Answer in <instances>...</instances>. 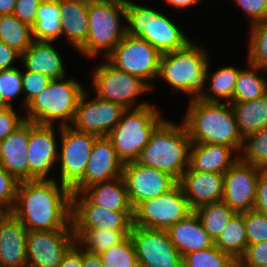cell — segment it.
Here are the masks:
<instances>
[{"label":"cell","mask_w":267,"mask_h":267,"mask_svg":"<svg viewBox=\"0 0 267 267\" xmlns=\"http://www.w3.org/2000/svg\"><path fill=\"white\" fill-rule=\"evenodd\" d=\"M57 184L52 178L19 182L11 213L27 231L73 230L72 194Z\"/></svg>","instance_id":"cell-1"},{"label":"cell","mask_w":267,"mask_h":267,"mask_svg":"<svg viewBox=\"0 0 267 267\" xmlns=\"http://www.w3.org/2000/svg\"><path fill=\"white\" fill-rule=\"evenodd\" d=\"M183 124L192 143L230 146L241 151L240 134L230 103L191 100Z\"/></svg>","instance_id":"cell-2"},{"label":"cell","mask_w":267,"mask_h":267,"mask_svg":"<svg viewBox=\"0 0 267 267\" xmlns=\"http://www.w3.org/2000/svg\"><path fill=\"white\" fill-rule=\"evenodd\" d=\"M191 143L183 122L178 126L164 120L151 134L136 162L164 171L178 182L189 167Z\"/></svg>","instance_id":"cell-3"},{"label":"cell","mask_w":267,"mask_h":267,"mask_svg":"<svg viewBox=\"0 0 267 267\" xmlns=\"http://www.w3.org/2000/svg\"><path fill=\"white\" fill-rule=\"evenodd\" d=\"M206 52L190 42L186 47L162 54L158 76L175 90L192 95L191 100L201 99L209 76Z\"/></svg>","instance_id":"cell-4"},{"label":"cell","mask_w":267,"mask_h":267,"mask_svg":"<svg viewBox=\"0 0 267 267\" xmlns=\"http://www.w3.org/2000/svg\"><path fill=\"white\" fill-rule=\"evenodd\" d=\"M128 111L126 109L123 112L119 122L107 135L124 164L138 159L151 134L164 121L159 111L146 102L139 103L132 111Z\"/></svg>","instance_id":"cell-5"},{"label":"cell","mask_w":267,"mask_h":267,"mask_svg":"<svg viewBox=\"0 0 267 267\" xmlns=\"http://www.w3.org/2000/svg\"><path fill=\"white\" fill-rule=\"evenodd\" d=\"M52 80L39 94L26 105L27 121L39 125H53L58 120L59 126H69L73 123L79 99L85 91L73 79ZM67 122V123H66Z\"/></svg>","instance_id":"cell-6"},{"label":"cell","mask_w":267,"mask_h":267,"mask_svg":"<svg viewBox=\"0 0 267 267\" xmlns=\"http://www.w3.org/2000/svg\"><path fill=\"white\" fill-rule=\"evenodd\" d=\"M125 20L126 34L146 40L161 54L180 50L191 42L164 14L131 1L126 4Z\"/></svg>","instance_id":"cell-7"},{"label":"cell","mask_w":267,"mask_h":267,"mask_svg":"<svg viewBox=\"0 0 267 267\" xmlns=\"http://www.w3.org/2000/svg\"><path fill=\"white\" fill-rule=\"evenodd\" d=\"M121 16L126 18V4L89 2L88 36L78 51L94 57L104 49L106 57L126 35V26L120 24Z\"/></svg>","instance_id":"cell-8"},{"label":"cell","mask_w":267,"mask_h":267,"mask_svg":"<svg viewBox=\"0 0 267 267\" xmlns=\"http://www.w3.org/2000/svg\"><path fill=\"white\" fill-rule=\"evenodd\" d=\"M61 132V152H58L61 169V186L71 194L84 190V172L86 170L95 134L81 132L73 126H59Z\"/></svg>","instance_id":"cell-9"},{"label":"cell","mask_w":267,"mask_h":267,"mask_svg":"<svg viewBox=\"0 0 267 267\" xmlns=\"http://www.w3.org/2000/svg\"><path fill=\"white\" fill-rule=\"evenodd\" d=\"M194 210L177 182L166 193L141 202L134 209L133 225L167 230Z\"/></svg>","instance_id":"cell-10"},{"label":"cell","mask_w":267,"mask_h":267,"mask_svg":"<svg viewBox=\"0 0 267 267\" xmlns=\"http://www.w3.org/2000/svg\"><path fill=\"white\" fill-rule=\"evenodd\" d=\"M161 56L146 40L126 34L105 58L117 69L145 81L158 76Z\"/></svg>","instance_id":"cell-11"},{"label":"cell","mask_w":267,"mask_h":267,"mask_svg":"<svg viewBox=\"0 0 267 267\" xmlns=\"http://www.w3.org/2000/svg\"><path fill=\"white\" fill-rule=\"evenodd\" d=\"M94 73L93 85L99 98L132 109L135 98L143 92L151 91L152 86L142 78L117 69L107 61Z\"/></svg>","instance_id":"cell-12"},{"label":"cell","mask_w":267,"mask_h":267,"mask_svg":"<svg viewBox=\"0 0 267 267\" xmlns=\"http://www.w3.org/2000/svg\"><path fill=\"white\" fill-rule=\"evenodd\" d=\"M130 236L139 267H183L166 230L133 225Z\"/></svg>","instance_id":"cell-13"},{"label":"cell","mask_w":267,"mask_h":267,"mask_svg":"<svg viewBox=\"0 0 267 267\" xmlns=\"http://www.w3.org/2000/svg\"><path fill=\"white\" fill-rule=\"evenodd\" d=\"M75 244L73 230L27 231V267H59Z\"/></svg>","instance_id":"cell-14"},{"label":"cell","mask_w":267,"mask_h":267,"mask_svg":"<svg viewBox=\"0 0 267 267\" xmlns=\"http://www.w3.org/2000/svg\"><path fill=\"white\" fill-rule=\"evenodd\" d=\"M122 176L133 209L147 199L166 193L177 183L168 173L136 161L123 165Z\"/></svg>","instance_id":"cell-15"},{"label":"cell","mask_w":267,"mask_h":267,"mask_svg":"<svg viewBox=\"0 0 267 267\" xmlns=\"http://www.w3.org/2000/svg\"><path fill=\"white\" fill-rule=\"evenodd\" d=\"M133 216L134 211H111L104 209L94 205L82 192L72 193L71 222L73 229L106 228L118 231H131Z\"/></svg>","instance_id":"cell-16"},{"label":"cell","mask_w":267,"mask_h":267,"mask_svg":"<svg viewBox=\"0 0 267 267\" xmlns=\"http://www.w3.org/2000/svg\"><path fill=\"white\" fill-rule=\"evenodd\" d=\"M260 172L261 168L239 158L224 174L222 200L237 213L254 210Z\"/></svg>","instance_id":"cell-17"},{"label":"cell","mask_w":267,"mask_h":267,"mask_svg":"<svg viewBox=\"0 0 267 267\" xmlns=\"http://www.w3.org/2000/svg\"><path fill=\"white\" fill-rule=\"evenodd\" d=\"M87 91L81 95L73 127L81 132L107 136L121 119L126 110L122 105L104 100L96 96L90 102L86 101Z\"/></svg>","instance_id":"cell-18"},{"label":"cell","mask_w":267,"mask_h":267,"mask_svg":"<svg viewBox=\"0 0 267 267\" xmlns=\"http://www.w3.org/2000/svg\"><path fill=\"white\" fill-rule=\"evenodd\" d=\"M53 129V125H39L29 121V180H46L49 170L58 159Z\"/></svg>","instance_id":"cell-19"},{"label":"cell","mask_w":267,"mask_h":267,"mask_svg":"<svg viewBox=\"0 0 267 267\" xmlns=\"http://www.w3.org/2000/svg\"><path fill=\"white\" fill-rule=\"evenodd\" d=\"M224 174L202 172L188 167L178 181L190 207H198L222 201L224 193Z\"/></svg>","instance_id":"cell-20"},{"label":"cell","mask_w":267,"mask_h":267,"mask_svg":"<svg viewBox=\"0 0 267 267\" xmlns=\"http://www.w3.org/2000/svg\"><path fill=\"white\" fill-rule=\"evenodd\" d=\"M123 165L111 140L107 136L97 137L84 172V189L98 182L122 177Z\"/></svg>","instance_id":"cell-21"},{"label":"cell","mask_w":267,"mask_h":267,"mask_svg":"<svg viewBox=\"0 0 267 267\" xmlns=\"http://www.w3.org/2000/svg\"><path fill=\"white\" fill-rule=\"evenodd\" d=\"M27 229L11 212L0 220V267H27Z\"/></svg>","instance_id":"cell-22"},{"label":"cell","mask_w":267,"mask_h":267,"mask_svg":"<svg viewBox=\"0 0 267 267\" xmlns=\"http://www.w3.org/2000/svg\"><path fill=\"white\" fill-rule=\"evenodd\" d=\"M29 121H25L1 141L0 166L19 182L29 180Z\"/></svg>","instance_id":"cell-23"},{"label":"cell","mask_w":267,"mask_h":267,"mask_svg":"<svg viewBox=\"0 0 267 267\" xmlns=\"http://www.w3.org/2000/svg\"><path fill=\"white\" fill-rule=\"evenodd\" d=\"M166 231L182 258L188 253L209 248L214 244L195 212Z\"/></svg>","instance_id":"cell-24"},{"label":"cell","mask_w":267,"mask_h":267,"mask_svg":"<svg viewBox=\"0 0 267 267\" xmlns=\"http://www.w3.org/2000/svg\"><path fill=\"white\" fill-rule=\"evenodd\" d=\"M21 60L26 71L40 72L52 80L66 77L63 60L51 42L34 40Z\"/></svg>","instance_id":"cell-25"},{"label":"cell","mask_w":267,"mask_h":267,"mask_svg":"<svg viewBox=\"0 0 267 267\" xmlns=\"http://www.w3.org/2000/svg\"><path fill=\"white\" fill-rule=\"evenodd\" d=\"M233 150L225 145L191 143L189 167L196 171L225 174L239 159L232 158Z\"/></svg>","instance_id":"cell-26"},{"label":"cell","mask_w":267,"mask_h":267,"mask_svg":"<svg viewBox=\"0 0 267 267\" xmlns=\"http://www.w3.org/2000/svg\"><path fill=\"white\" fill-rule=\"evenodd\" d=\"M87 0H59L62 35L65 33L69 43L79 50L88 36Z\"/></svg>","instance_id":"cell-27"},{"label":"cell","mask_w":267,"mask_h":267,"mask_svg":"<svg viewBox=\"0 0 267 267\" xmlns=\"http://www.w3.org/2000/svg\"><path fill=\"white\" fill-rule=\"evenodd\" d=\"M82 193L96 206L111 211H134L123 176L95 183Z\"/></svg>","instance_id":"cell-28"},{"label":"cell","mask_w":267,"mask_h":267,"mask_svg":"<svg viewBox=\"0 0 267 267\" xmlns=\"http://www.w3.org/2000/svg\"><path fill=\"white\" fill-rule=\"evenodd\" d=\"M230 106L243 138L267 125V94L251 101H232Z\"/></svg>","instance_id":"cell-29"},{"label":"cell","mask_w":267,"mask_h":267,"mask_svg":"<svg viewBox=\"0 0 267 267\" xmlns=\"http://www.w3.org/2000/svg\"><path fill=\"white\" fill-rule=\"evenodd\" d=\"M35 41L52 42L62 35L59 0H42L37 9V18L32 26Z\"/></svg>","instance_id":"cell-30"},{"label":"cell","mask_w":267,"mask_h":267,"mask_svg":"<svg viewBox=\"0 0 267 267\" xmlns=\"http://www.w3.org/2000/svg\"><path fill=\"white\" fill-rule=\"evenodd\" d=\"M214 245L237 261L242 257L248 245L244 212H236L232 216L222 233L214 241Z\"/></svg>","instance_id":"cell-31"},{"label":"cell","mask_w":267,"mask_h":267,"mask_svg":"<svg viewBox=\"0 0 267 267\" xmlns=\"http://www.w3.org/2000/svg\"><path fill=\"white\" fill-rule=\"evenodd\" d=\"M76 243L90 253L100 254L123 241L131 231L112 229H73Z\"/></svg>","instance_id":"cell-32"},{"label":"cell","mask_w":267,"mask_h":267,"mask_svg":"<svg viewBox=\"0 0 267 267\" xmlns=\"http://www.w3.org/2000/svg\"><path fill=\"white\" fill-rule=\"evenodd\" d=\"M0 40L22 54L34 41L32 27L14 14L0 16Z\"/></svg>","instance_id":"cell-33"},{"label":"cell","mask_w":267,"mask_h":267,"mask_svg":"<svg viewBox=\"0 0 267 267\" xmlns=\"http://www.w3.org/2000/svg\"><path fill=\"white\" fill-rule=\"evenodd\" d=\"M194 212L199 217L209 237L215 241L236 213L223 200L198 207Z\"/></svg>","instance_id":"cell-34"},{"label":"cell","mask_w":267,"mask_h":267,"mask_svg":"<svg viewBox=\"0 0 267 267\" xmlns=\"http://www.w3.org/2000/svg\"><path fill=\"white\" fill-rule=\"evenodd\" d=\"M249 70H240L237 76L233 101H251L267 94V81L257 74V70L263 71L249 63Z\"/></svg>","instance_id":"cell-35"},{"label":"cell","mask_w":267,"mask_h":267,"mask_svg":"<svg viewBox=\"0 0 267 267\" xmlns=\"http://www.w3.org/2000/svg\"><path fill=\"white\" fill-rule=\"evenodd\" d=\"M240 70L233 66L218 68L216 73L211 77V86L207 88L214 96L205 92L201 100L206 102H220L219 98H222L226 99L227 103H231Z\"/></svg>","instance_id":"cell-36"},{"label":"cell","mask_w":267,"mask_h":267,"mask_svg":"<svg viewBox=\"0 0 267 267\" xmlns=\"http://www.w3.org/2000/svg\"><path fill=\"white\" fill-rule=\"evenodd\" d=\"M183 267H238V261L222 252L214 244L206 249L186 254L182 258Z\"/></svg>","instance_id":"cell-37"},{"label":"cell","mask_w":267,"mask_h":267,"mask_svg":"<svg viewBox=\"0 0 267 267\" xmlns=\"http://www.w3.org/2000/svg\"><path fill=\"white\" fill-rule=\"evenodd\" d=\"M242 150L243 157L239 155L241 160L255 167L267 169V125L258 132L244 137Z\"/></svg>","instance_id":"cell-38"},{"label":"cell","mask_w":267,"mask_h":267,"mask_svg":"<svg viewBox=\"0 0 267 267\" xmlns=\"http://www.w3.org/2000/svg\"><path fill=\"white\" fill-rule=\"evenodd\" d=\"M102 267H139L131 236L99 254Z\"/></svg>","instance_id":"cell-39"},{"label":"cell","mask_w":267,"mask_h":267,"mask_svg":"<svg viewBox=\"0 0 267 267\" xmlns=\"http://www.w3.org/2000/svg\"><path fill=\"white\" fill-rule=\"evenodd\" d=\"M251 27L248 63L267 71V19Z\"/></svg>","instance_id":"cell-40"},{"label":"cell","mask_w":267,"mask_h":267,"mask_svg":"<svg viewBox=\"0 0 267 267\" xmlns=\"http://www.w3.org/2000/svg\"><path fill=\"white\" fill-rule=\"evenodd\" d=\"M248 245L267 241V215L255 210L244 212Z\"/></svg>","instance_id":"cell-41"},{"label":"cell","mask_w":267,"mask_h":267,"mask_svg":"<svg viewBox=\"0 0 267 267\" xmlns=\"http://www.w3.org/2000/svg\"><path fill=\"white\" fill-rule=\"evenodd\" d=\"M23 92L22 72L16 68L0 70V93L5 102L12 107L9 99H13Z\"/></svg>","instance_id":"cell-42"},{"label":"cell","mask_w":267,"mask_h":267,"mask_svg":"<svg viewBox=\"0 0 267 267\" xmlns=\"http://www.w3.org/2000/svg\"><path fill=\"white\" fill-rule=\"evenodd\" d=\"M19 181L0 166V207L11 212L16 202Z\"/></svg>","instance_id":"cell-43"},{"label":"cell","mask_w":267,"mask_h":267,"mask_svg":"<svg viewBox=\"0 0 267 267\" xmlns=\"http://www.w3.org/2000/svg\"><path fill=\"white\" fill-rule=\"evenodd\" d=\"M52 81L46 75L40 72L26 71L22 72V90L26 93L25 105H27L31 99L44 90Z\"/></svg>","instance_id":"cell-44"},{"label":"cell","mask_w":267,"mask_h":267,"mask_svg":"<svg viewBox=\"0 0 267 267\" xmlns=\"http://www.w3.org/2000/svg\"><path fill=\"white\" fill-rule=\"evenodd\" d=\"M267 265V241L247 245L238 260V267H261Z\"/></svg>","instance_id":"cell-45"},{"label":"cell","mask_w":267,"mask_h":267,"mask_svg":"<svg viewBox=\"0 0 267 267\" xmlns=\"http://www.w3.org/2000/svg\"><path fill=\"white\" fill-rule=\"evenodd\" d=\"M26 119L15 113L13 106L0 111V141L8 137L13 131L21 126Z\"/></svg>","instance_id":"cell-46"},{"label":"cell","mask_w":267,"mask_h":267,"mask_svg":"<svg viewBox=\"0 0 267 267\" xmlns=\"http://www.w3.org/2000/svg\"><path fill=\"white\" fill-rule=\"evenodd\" d=\"M245 11L252 24L267 19V0H234Z\"/></svg>","instance_id":"cell-47"},{"label":"cell","mask_w":267,"mask_h":267,"mask_svg":"<svg viewBox=\"0 0 267 267\" xmlns=\"http://www.w3.org/2000/svg\"><path fill=\"white\" fill-rule=\"evenodd\" d=\"M42 0H17L13 14L22 22L30 25L35 24L37 9Z\"/></svg>","instance_id":"cell-48"},{"label":"cell","mask_w":267,"mask_h":267,"mask_svg":"<svg viewBox=\"0 0 267 267\" xmlns=\"http://www.w3.org/2000/svg\"><path fill=\"white\" fill-rule=\"evenodd\" d=\"M254 210L267 215V169L259 174Z\"/></svg>","instance_id":"cell-49"},{"label":"cell","mask_w":267,"mask_h":267,"mask_svg":"<svg viewBox=\"0 0 267 267\" xmlns=\"http://www.w3.org/2000/svg\"><path fill=\"white\" fill-rule=\"evenodd\" d=\"M18 57H21L18 51L0 40V70L16 68L13 67L12 63L15 62L14 60Z\"/></svg>","instance_id":"cell-50"},{"label":"cell","mask_w":267,"mask_h":267,"mask_svg":"<svg viewBox=\"0 0 267 267\" xmlns=\"http://www.w3.org/2000/svg\"><path fill=\"white\" fill-rule=\"evenodd\" d=\"M76 243L64 256L59 267H82V249Z\"/></svg>","instance_id":"cell-51"},{"label":"cell","mask_w":267,"mask_h":267,"mask_svg":"<svg viewBox=\"0 0 267 267\" xmlns=\"http://www.w3.org/2000/svg\"><path fill=\"white\" fill-rule=\"evenodd\" d=\"M82 267H102L99 254L90 253L82 249Z\"/></svg>","instance_id":"cell-52"},{"label":"cell","mask_w":267,"mask_h":267,"mask_svg":"<svg viewBox=\"0 0 267 267\" xmlns=\"http://www.w3.org/2000/svg\"><path fill=\"white\" fill-rule=\"evenodd\" d=\"M17 0H0V16L13 14Z\"/></svg>","instance_id":"cell-53"},{"label":"cell","mask_w":267,"mask_h":267,"mask_svg":"<svg viewBox=\"0 0 267 267\" xmlns=\"http://www.w3.org/2000/svg\"><path fill=\"white\" fill-rule=\"evenodd\" d=\"M201 0H166L169 4L172 6H175L176 8H184L187 6H192L194 4L199 3Z\"/></svg>","instance_id":"cell-54"},{"label":"cell","mask_w":267,"mask_h":267,"mask_svg":"<svg viewBox=\"0 0 267 267\" xmlns=\"http://www.w3.org/2000/svg\"><path fill=\"white\" fill-rule=\"evenodd\" d=\"M88 2L127 4L129 0H87Z\"/></svg>","instance_id":"cell-55"},{"label":"cell","mask_w":267,"mask_h":267,"mask_svg":"<svg viewBox=\"0 0 267 267\" xmlns=\"http://www.w3.org/2000/svg\"><path fill=\"white\" fill-rule=\"evenodd\" d=\"M10 107L11 106L5 102L2 94L0 93V111L5 110V109H8Z\"/></svg>","instance_id":"cell-56"},{"label":"cell","mask_w":267,"mask_h":267,"mask_svg":"<svg viewBox=\"0 0 267 267\" xmlns=\"http://www.w3.org/2000/svg\"><path fill=\"white\" fill-rule=\"evenodd\" d=\"M7 213L2 207H0V220L4 217V215Z\"/></svg>","instance_id":"cell-57"}]
</instances>
